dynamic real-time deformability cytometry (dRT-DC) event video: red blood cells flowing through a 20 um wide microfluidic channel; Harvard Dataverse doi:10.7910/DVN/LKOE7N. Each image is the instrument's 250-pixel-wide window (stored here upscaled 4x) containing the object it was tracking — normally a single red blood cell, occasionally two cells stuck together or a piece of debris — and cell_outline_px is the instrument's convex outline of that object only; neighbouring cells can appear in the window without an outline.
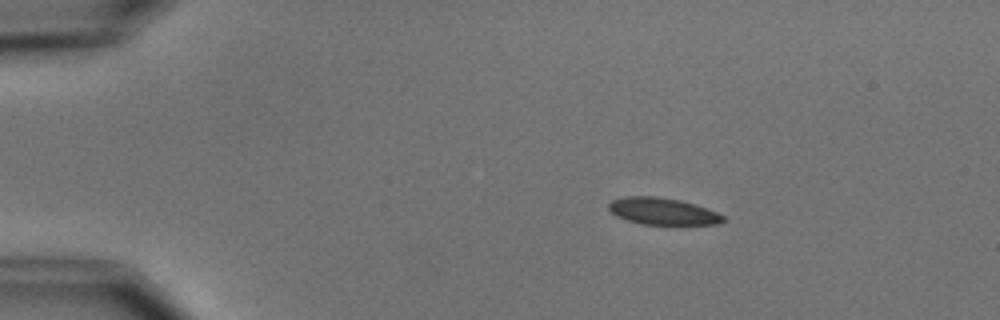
{"species": "common noctule bat (a hibernating species)", "species_latin": "Nyctalus noctula", "temperature_condition": "cold", "stored_images_in_passage": 3, "camera_frame_rate_fps": 3000, "um_per_image_px": 0.085, "animal": {"sex": "male", "body_mass_g": 15.6}, "frame": {"image": 1, "passage_image": 1, "time_ms": 0.0, "image_size_px": [1000, 320], "cell_outline_px": [[728, 220], [716, 224], [640, 224], [616, 216], [608, 208], [608, 204], [612, 200], [624, 196], [656, 196], [680, 200], [696, 204], [716, 212], [724, 216]], "centroid_in_image_um": [56.33, 17.95], "position_along_channel_um": 28.7, "area_um2": 17.92}}